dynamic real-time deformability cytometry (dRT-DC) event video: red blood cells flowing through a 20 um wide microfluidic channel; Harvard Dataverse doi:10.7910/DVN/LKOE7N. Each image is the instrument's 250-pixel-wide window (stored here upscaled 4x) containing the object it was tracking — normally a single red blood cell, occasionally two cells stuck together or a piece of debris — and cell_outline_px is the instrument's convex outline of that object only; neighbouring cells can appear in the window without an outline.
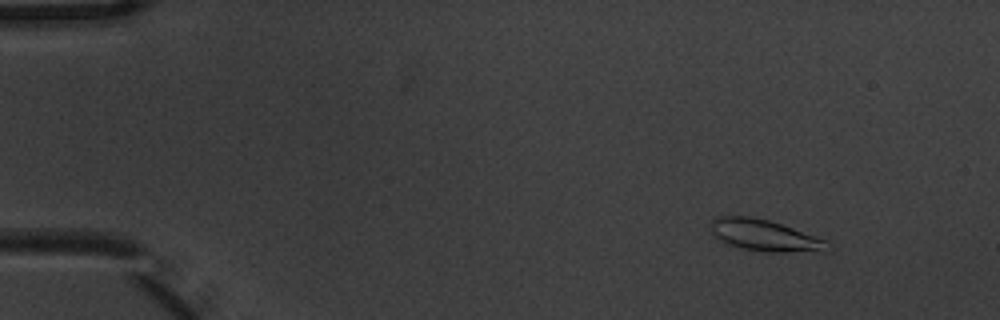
{"species": "common noctule bat (a hibernating species)", "species_latin": "Nyctalus noctula", "temperature_condition": "warm", "stored_images_in_passage": 4, "camera_frame_rate_fps": 3000, "um_per_image_px": 0.085, "animal": {"sex": "male", "body_mass_g": 20.1, "forearm_length_mm": 53.5}, "frame": {"image": 1, "passage_image": 1, "time_ms": 0.0, "image_size_px": [1000, 320], "cell_outline_px": [[828, 240], [824, 252], [768, 252], [740, 248], [728, 244], [712, 236], [712, 216], [752, 216], [768, 220]], "centroid_in_image_um": [64.96, 20.01], "position_along_channel_um": 20.0, "area_um2": 21.39}}